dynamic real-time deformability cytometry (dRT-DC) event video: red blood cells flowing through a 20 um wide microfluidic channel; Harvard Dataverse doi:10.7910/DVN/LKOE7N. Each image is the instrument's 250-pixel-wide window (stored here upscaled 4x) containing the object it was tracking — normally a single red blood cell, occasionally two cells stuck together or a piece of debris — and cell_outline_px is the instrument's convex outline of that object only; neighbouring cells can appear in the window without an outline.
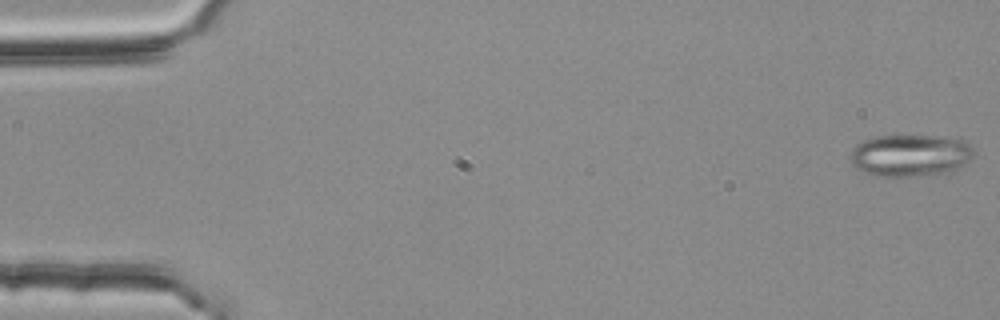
{"species": "common noctule bat (a hibernating species)", "species_latin": "Nyctalus noctula", "temperature_condition": "room temperature", "stored_images_in_passage": 50, "camera_frame_rate_fps": 3000, "um_per_image_px": 0.085, "animal": {"sex": "female", "body_mass_g": 25.1}, "frame": {"image": 1, "passage_image": 1, "time_ms": 0.0, "image_size_px": [1000, 320], "cell_outline_px": [[972, 156], [964, 164], [952, 172], [908, 176], [876, 176], [864, 172], [856, 168], [848, 160], [848, 156], [852, 148], [856, 144], [864, 140], [876, 136], [936, 136], [964, 140], [972, 148]], "centroid_in_image_um": [77.3, 13.21], "position_along_channel_um": 7.7, "area_um2": 30.23}}